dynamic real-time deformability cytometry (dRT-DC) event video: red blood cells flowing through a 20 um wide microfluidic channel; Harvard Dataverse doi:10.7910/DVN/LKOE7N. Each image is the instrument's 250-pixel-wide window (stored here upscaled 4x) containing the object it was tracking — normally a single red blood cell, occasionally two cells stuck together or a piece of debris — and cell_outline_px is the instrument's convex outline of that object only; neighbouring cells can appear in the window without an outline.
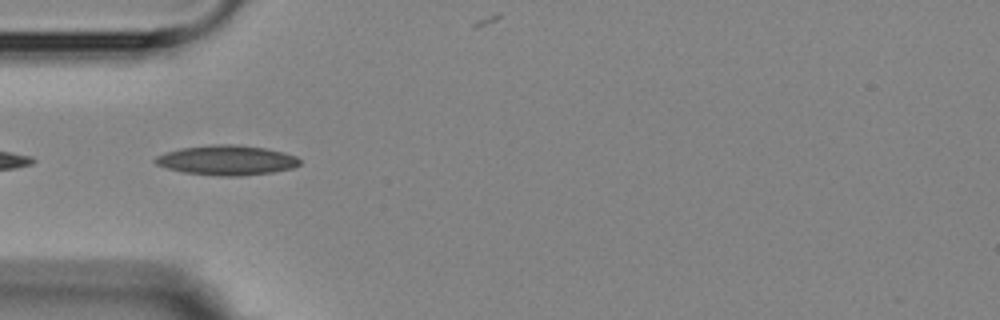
{"species": "Egyptian fruit bat (a non-hibernating species)", "species_latin": "Rousettus aegyptiacus", "temperature_condition": "room temperature", "stored_images_in_passage": 8, "camera_frame_rate_fps": 3000, "um_per_image_px": 0.085, "animal": {"sex": "female"}, "frame": {"image": 1, "passage_image": 2, "time_ms": 1.333, "image_size_px": [1000, 320], "cell_outline_px": [[300, 164], [292, 168], [272, 172], [236, 176], [220, 176], [184, 172], [168, 168], [156, 164], [152, 160], [156, 156], [180, 148], [212, 144], [236, 144], [264, 148], [284, 152], [296, 156], [300, 160]], "centroid_in_image_um": [19.27, 13.61], "position_along_channel_um": 65.7, "area_um2": 24.97}}
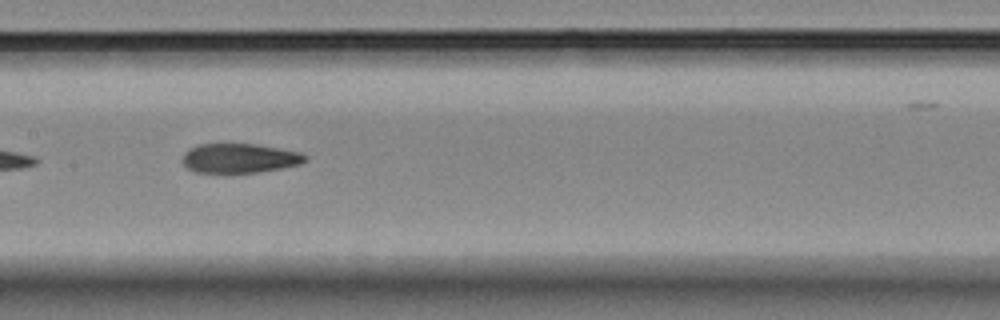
{"frame": {"image": 2, "passage_image": 5, "time_ms": 4.667, "image_size_px": [1000, 320], "cell_outline_px": [[308, 160], [300, 164], [280, 168], [256, 172], [196, 172], [188, 168], [180, 160], [184, 152], [188, 148], [196, 144], [228, 140], [256, 144], [300, 152], [308, 156]], "centroid_in_image_um": [20.29, 13.38], "position_along_channel_um": 187.1, "area_um2": 21.91}}
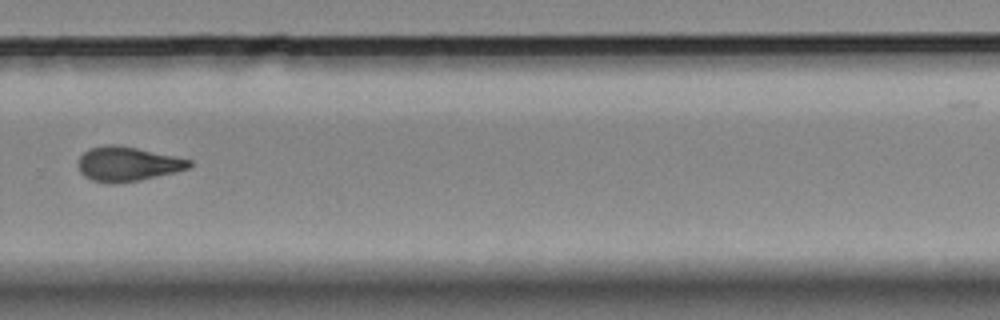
{"frame": {"image": 3, "passage_image": 8, "time_ms": 8.333, "image_size_px": [1000, 320], "cell_outline_px": [[192, 164], [188, 168], [176, 172], [140, 180], [112, 184], [108, 184], [92, 180], [84, 176], [80, 172], [80, 156], [88, 148], [104, 144], [120, 144], [192, 160]], "centroid_in_image_um": [10.83, 13.93], "position_along_channel_um": 319.0, "area_um2": 22.43}}